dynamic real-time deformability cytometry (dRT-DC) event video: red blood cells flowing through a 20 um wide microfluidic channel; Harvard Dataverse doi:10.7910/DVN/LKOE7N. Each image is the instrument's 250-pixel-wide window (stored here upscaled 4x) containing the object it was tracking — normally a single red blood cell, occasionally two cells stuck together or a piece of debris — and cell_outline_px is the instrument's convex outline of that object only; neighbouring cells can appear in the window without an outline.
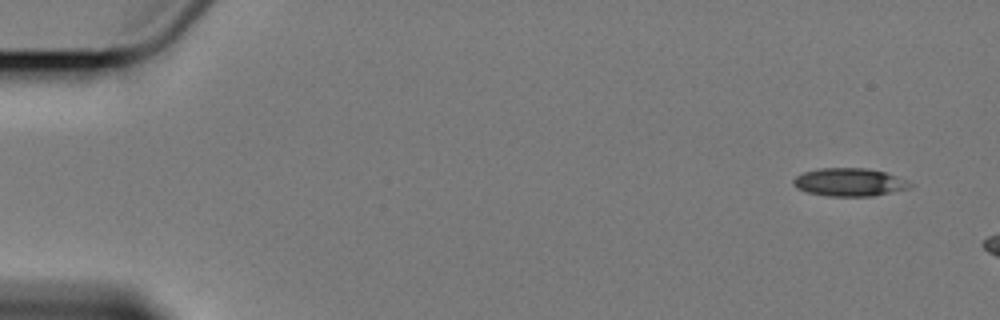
{"species": "Egyptian fruit bat (a non-hibernating species)", "species_latin": "Rousettus aegyptiacus", "temperature_condition": "cold", "stored_images_in_passage": 3, "camera_frame_rate_fps": 3000, "um_per_image_px": 0.085, "animal": {"sex": "female"}, "frame": {"image": 1, "passage_image": 1, "time_ms": 0.0, "image_size_px": [1000, 320], "cell_outline_px": [[916, 184], [912, 188], [872, 196], [828, 196], [808, 192], [796, 188], [792, 184], [792, 180], [796, 176], [804, 172], [816, 168], [868, 168], [884, 172]], "centroid_in_image_um": [72.2, 15.48], "position_along_channel_um": 12.8, "area_um2": 19.19}}